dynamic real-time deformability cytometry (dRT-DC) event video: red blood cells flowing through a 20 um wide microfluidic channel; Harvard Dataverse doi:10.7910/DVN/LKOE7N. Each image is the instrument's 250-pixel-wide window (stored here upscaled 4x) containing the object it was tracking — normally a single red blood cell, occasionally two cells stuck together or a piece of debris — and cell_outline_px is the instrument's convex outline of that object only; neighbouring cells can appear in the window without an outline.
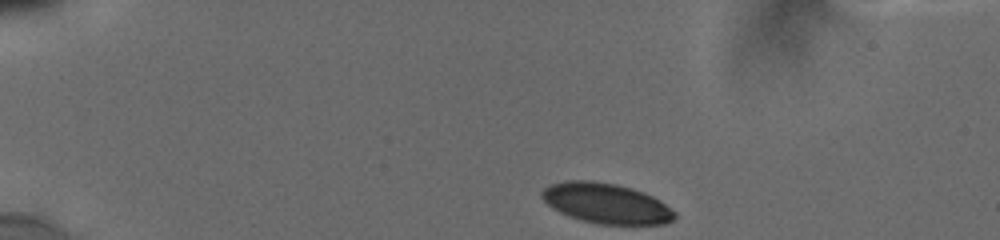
{"species": "human", "species_latin": "Homo sapiens", "temperature_condition": "cold", "stored_images_in_passage": 39, "segment_of_instrument_passage": [1, 2], "camera_frame_rate_fps": 3000, "um_per_image_px": 0.085, "donor": {"sex": "male"}, "frame": {"image": 1, "passage_image": 1, "time_ms": 0.0, "image_size_px": [1000, 240], "cell_outline_px": [[676, 216], [672, 220], [664, 224], [600, 224], [580, 220], [568, 216], [552, 208], [540, 196], [540, 192], [548, 184], [564, 180], [592, 180], [616, 184], [632, 188], [644, 192], [660, 200], [676, 212]], "centroid_in_image_um": [51.5, 17.27], "position_along_channel_um": 33.5, "area_um2": 31.39}}
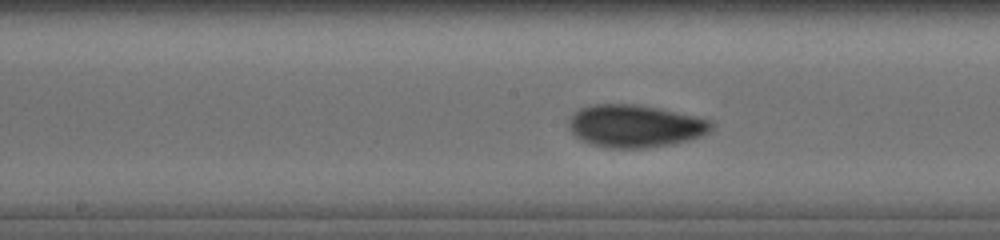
{"frame": {"image": 2, "passage_image": 17, "time_ms": 6.333, "image_size_px": [1000, 240], "cell_outline_px": [[716, 124], [712, 132], [688, 140], [672, 144], [648, 148], [608, 148], [588, 144], [580, 140], [568, 128], [568, 120], [580, 108], [592, 104], [636, 104], [660, 108], [696, 116], [712, 120]], "centroid_in_image_um": [54.01, 10.72], "position_along_channel_um": 194.2, "area_um2": 35.89}}
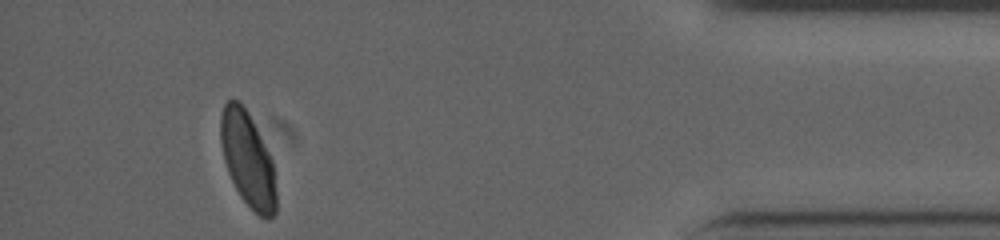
{"frame": {"image": 3, "passage_image": 35, "time_ms": 13.333, "image_size_px": [1000, 240], "cell_outline_px": [[276, 212], [268, 220], [260, 216], [240, 196], [228, 172], [224, 160], [220, 140], [220, 112], [224, 104], [228, 100], [240, 100], [248, 112], [272, 160], [276, 192]], "centroid_in_image_um": [21.04, 13.52], "position_along_channel_um": 414.2, "area_um2": 30.4}}